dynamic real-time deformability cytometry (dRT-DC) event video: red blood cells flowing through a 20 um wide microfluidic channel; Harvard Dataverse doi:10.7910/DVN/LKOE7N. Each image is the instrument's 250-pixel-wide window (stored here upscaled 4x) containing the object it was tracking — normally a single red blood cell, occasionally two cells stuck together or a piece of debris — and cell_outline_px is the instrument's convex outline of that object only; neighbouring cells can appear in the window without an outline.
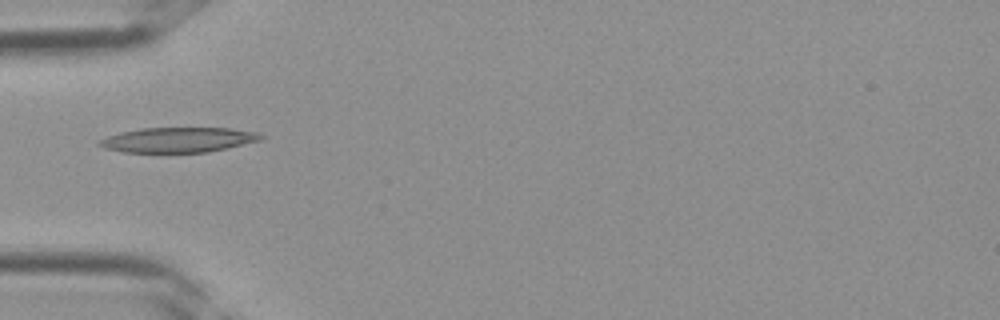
{"species": "Egyptian fruit bat (a non-hibernating species)", "species_latin": "Rousettus aegyptiacus", "temperature_condition": "room temperature", "stored_images_in_passage": 37, "camera_frame_rate_fps": 3000, "um_per_image_px": 0.085, "frame": {"image": 1, "passage_image": 12, "time_ms": 3.667, "image_size_px": [1000, 320], "cell_outline_px": [[264, 136], [260, 140], [228, 148], [208, 152], [124, 152], [104, 148], [96, 144], [96, 140], [120, 132], [140, 128], [228, 128], [256, 132]], "centroid_in_image_um": [15.09, 11.88], "position_along_channel_um": 69.9, "area_um2": 23.52}}
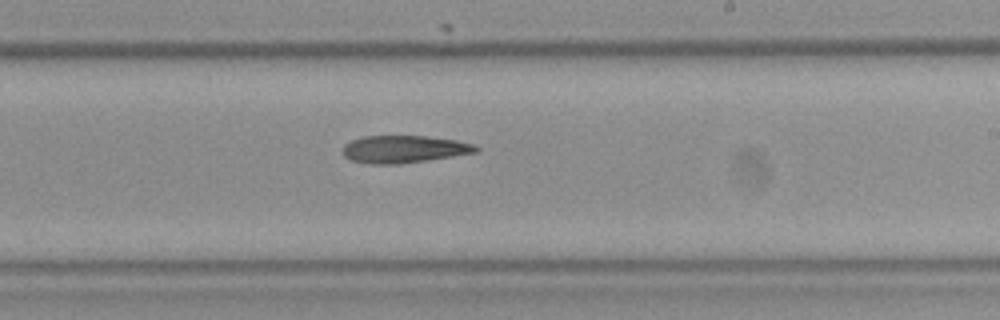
{"frame": {"image": 2, "passage_image": 22, "time_ms": 7.0, "image_size_px": [1000, 320], "cell_outline_px": [[480, 152], [428, 160], [400, 164], [368, 164], [352, 160], [344, 156], [340, 152], [340, 148], [344, 144], [352, 140], [364, 136], [424, 136], [456, 140], [476, 144], [480, 148]], "centroid_in_image_um": [34.34, 12.68], "position_along_channel_um": 254.7, "area_um2": 21.62}}
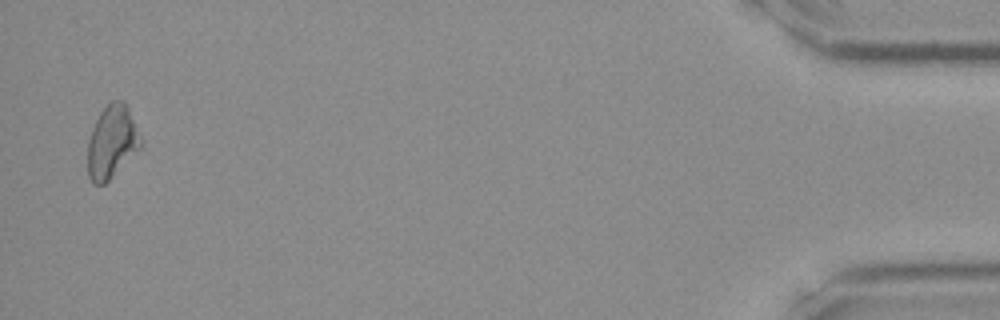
{"frame": {"image": 3, "passage_image": 36, "time_ms": 11.667, "image_size_px": [1000, 320], "cell_outline_px": [[144, 140], [140, 148], [104, 184], [92, 184], [88, 176], [88, 140], [92, 128], [100, 112], [112, 100], [124, 100]], "centroid_in_image_um": [9.52, 12.04], "position_along_channel_um": 425.7, "area_um2": 22.48}}